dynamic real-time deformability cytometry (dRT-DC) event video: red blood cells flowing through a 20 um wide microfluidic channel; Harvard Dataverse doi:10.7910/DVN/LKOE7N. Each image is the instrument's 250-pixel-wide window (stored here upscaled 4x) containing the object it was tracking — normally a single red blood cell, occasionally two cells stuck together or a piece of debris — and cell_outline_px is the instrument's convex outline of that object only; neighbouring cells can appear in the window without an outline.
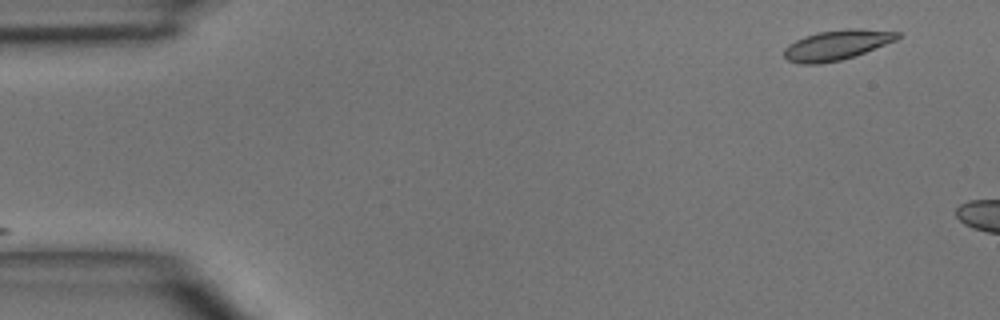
{"species": "common noctule bat (a hibernating species)", "species_latin": "Nyctalus noctula", "temperature_condition": "room temperature", "stored_images_in_passage": 2, "camera_frame_rate_fps": 3000, "um_per_image_px": 0.085, "animal": {"sex": "male", "body_mass_g": 15.6}, "frame": {"image": 1, "passage_image": 1, "time_ms": 0.0, "image_size_px": [1000, 320], "cell_outline_px": [[900, 36], [896, 40], [864, 52], [840, 60], [820, 64], [800, 64], [788, 60], [784, 56], [784, 48], [788, 44], [804, 36], [816, 32], [848, 28], [860, 28], [900, 32]], "centroid_in_image_um": [71.09, 3.81], "position_along_channel_um": 13.9, "area_um2": 19.77}}